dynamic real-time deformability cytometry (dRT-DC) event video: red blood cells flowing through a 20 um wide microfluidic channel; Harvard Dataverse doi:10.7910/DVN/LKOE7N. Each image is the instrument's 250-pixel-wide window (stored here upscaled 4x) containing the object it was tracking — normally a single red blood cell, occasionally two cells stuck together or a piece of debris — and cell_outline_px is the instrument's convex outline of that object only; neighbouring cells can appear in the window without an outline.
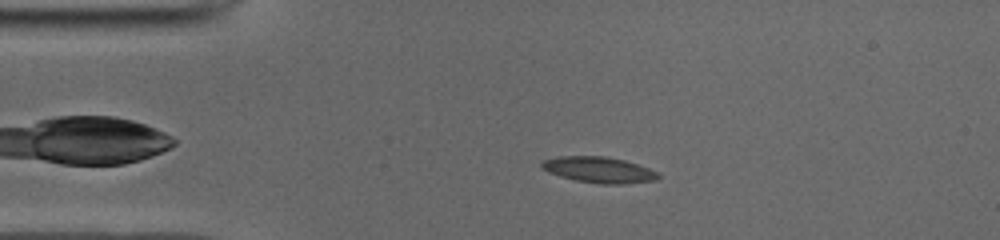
{"species": "common noctule bat (a hibernating species)", "species_latin": "Nyctalus noctula", "temperature_condition": "cold", "stored_images_in_passage": 44, "camera_frame_rate_fps": 3000, "um_per_image_px": 0.085, "animal": {"sex": "male", "body_mass_g": 19.0, "forearm_length_mm": 50.8}, "frame": {"image": 1, "passage_image": 4, "time_ms": 1.0, "image_size_px": [1000, 240], "cell_outline_px": [[660, 176], [656, 180], [620, 184], [600, 184], [576, 180], [560, 176], [544, 168], [540, 164], [544, 160], [560, 156], [604, 156], [624, 160], [648, 168], [656, 172]], "centroid_in_image_um": [50.93, 14.43], "position_along_channel_um": 34.1, "area_um2": 17.22}}
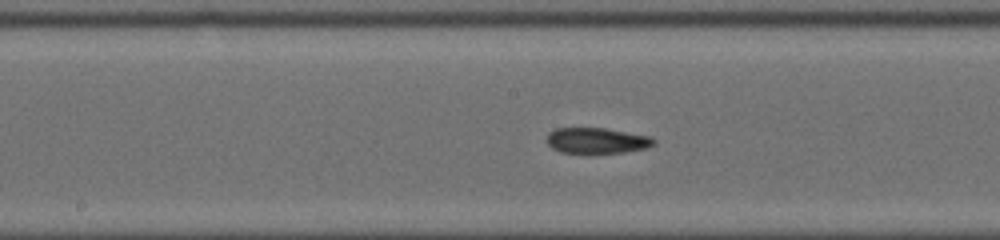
{"frame": {"image": 2, "passage_image": 19, "time_ms": 6.0, "image_size_px": [1000, 240], "cell_outline_px": [[656, 140], [652, 144], [644, 148], [620, 152], [588, 156], [560, 152], [552, 148], [548, 144], [548, 132], [556, 128], [604, 128], [648, 136]], "centroid_in_image_um": [50.64, 11.99], "position_along_channel_um": 197.6, "area_um2": 16.36}}
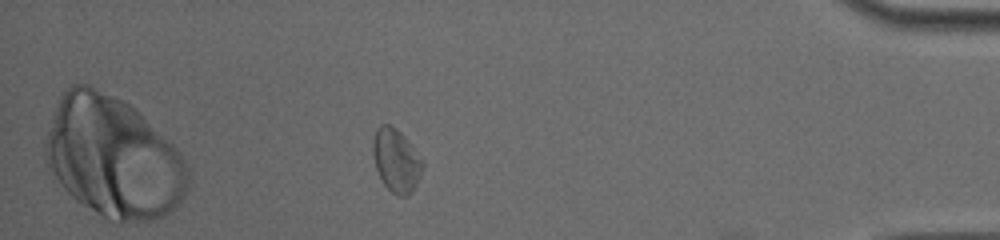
{"frame": {"image": 3, "passage_image": 38, "time_ms": 12.333, "image_size_px": [1000, 240], "cell_outline_px": [[424, 164], [416, 184], [412, 192], [408, 196], [400, 196], [392, 192], [384, 184], [376, 168], [372, 152], [372, 140], [376, 128], [380, 124], [388, 124], [396, 128], [404, 136]], "centroid_in_image_um": [33.64, 13.62], "position_along_channel_um": 401.6, "area_um2": 18.03}}